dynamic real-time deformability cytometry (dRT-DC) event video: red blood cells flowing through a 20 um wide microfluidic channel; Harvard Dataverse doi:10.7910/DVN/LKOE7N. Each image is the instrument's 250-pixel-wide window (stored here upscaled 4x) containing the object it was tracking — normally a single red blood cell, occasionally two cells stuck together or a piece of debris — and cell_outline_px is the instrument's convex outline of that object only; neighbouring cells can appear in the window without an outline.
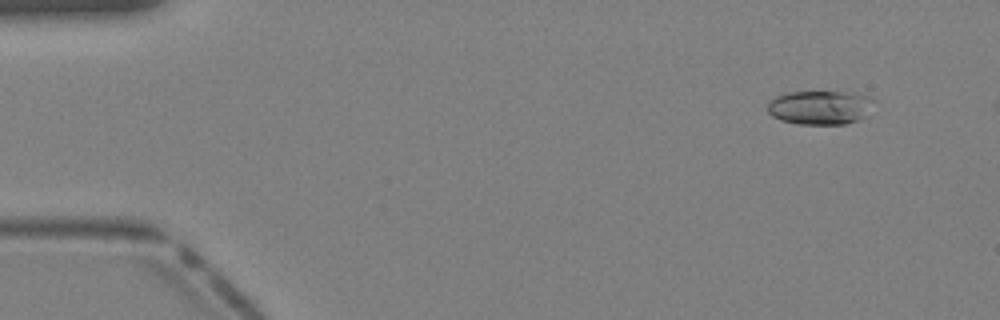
{"species": "Egyptian fruit bat (a non-hibernating species)", "species_latin": "Rousettus aegyptiacus", "temperature_condition": "warm", "stored_images_in_passage": 38, "camera_frame_rate_fps": 3000, "um_per_image_px": 0.085, "animal": {"sex": "female"}, "frame": {"image": 1, "passage_image": 2, "time_ms": 0.333, "image_size_px": [1000, 320], "cell_outline_px": [[876, 100], [868, 116], [860, 120], [844, 124], [800, 124], [780, 120], [772, 116], [768, 112], [768, 104], [776, 96], [784, 92], [852, 92], [868, 96]], "centroid_in_image_um": [69.77, 9.13], "position_along_channel_um": 15.2, "area_um2": 21.39}}
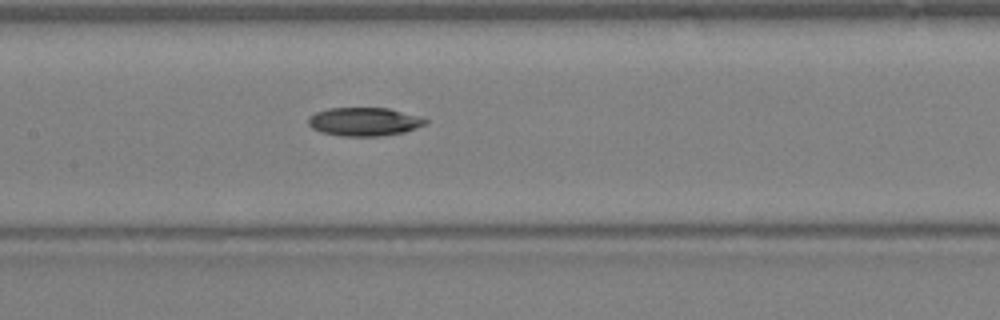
{"frame": {"image": 2, "passage_image": 18, "time_ms": 5.667, "image_size_px": [1000, 320], "cell_outline_px": [[428, 124], [404, 132], [380, 136], [340, 136], [320, 132], [312, 128], [308, 124], [308, 120], [316, 112], [328, 108], [388, 108], [420, 116], [428, 120]], "centroid_in_image_um": [30.98, 10.35], "position_along_channel_um": 176.4, "area_um2": 19.48}}
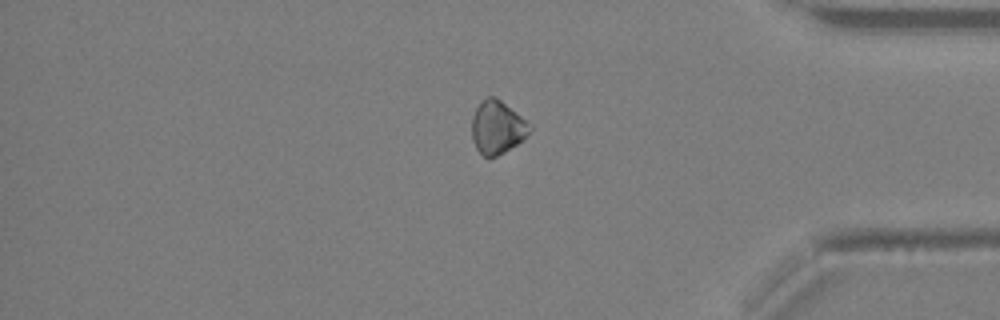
{"frame": {"image": 3, "passage_image": 32, "time_ms": 10.333, "image_size_px": [1000, 320], "cell_outline_px": [[532, 128], [516, 144], [504, 152], [488, 160], [476, 148], [472, 140], [472, 116], [476, 108], [488, 96], [496, 96], [532, 124]], "centroid_in_image_um": [42.25, 10.82], "position_along_channel_um": 392.9, "area_um2": 17.86}}